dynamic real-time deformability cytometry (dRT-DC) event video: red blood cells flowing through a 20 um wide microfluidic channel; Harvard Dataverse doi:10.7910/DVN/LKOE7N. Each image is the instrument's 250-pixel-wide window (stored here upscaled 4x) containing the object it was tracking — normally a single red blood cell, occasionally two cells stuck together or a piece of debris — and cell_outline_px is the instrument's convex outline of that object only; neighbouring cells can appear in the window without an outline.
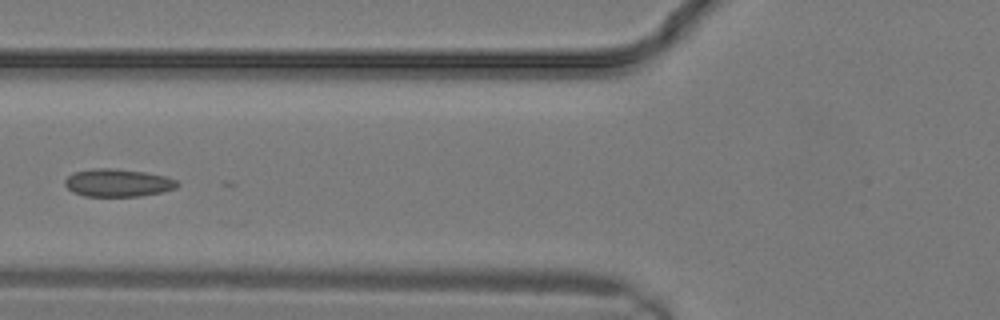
{"species": "common noctule bat (a hibernating species)", "species_latin": "Nyctalus noctula", "temperature_condition": "warm", "stored_images_in_passage": 14, "camera_frame_rate_fps": 3000, "um_per_image_px": 0.085, "animal": {"sex": "male", "body_mass_g": 19.2, "forearm_length_mm": 51.8}, "frame": {"image": 1, "passage_image": 10, "time_ms": 3.0, "image_size_px": [1000, 320], "cell_outline_px": [[180, 184], [176, 188], [164, 192], [140, 196], [84, 196], [72, 192], [64, 184], [64, 180], [72, 172], [96, 168], [112, 168], [144, 172], [164, 176], [176, 180]], "centroid_in_image_um": [10.0, 15.54], "position_along_channel_um": 115.8, "area_um2": 18.26}}
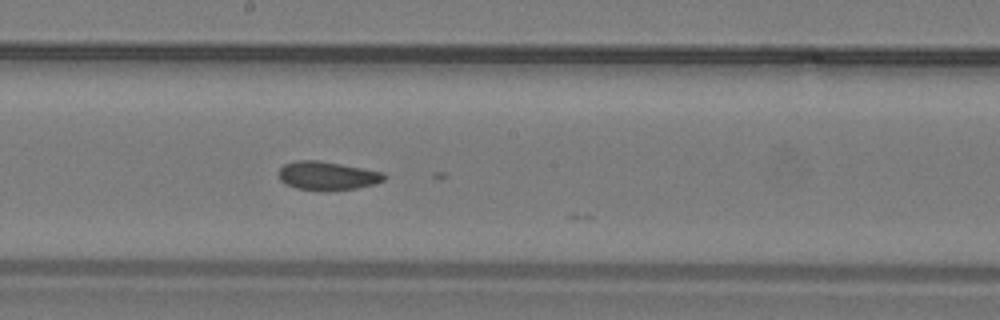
{"frame": {"image": 2, "passage_image": 14, "time_ms": 4.333, "image_size_px": [1000, 320], "cell_outline_px": [[388, 176], [384, 180], [372, 184], [356, 188], [296, 188], [284, 184], [280, 180], [276, 172], [284, 164], [296, 160], [316, 160], [340, 164], [384, 172]], "centroid_in_image_um": [27.78, 14.89], "position_along_channel_um": 220.4, "area_um2": 16.99}}